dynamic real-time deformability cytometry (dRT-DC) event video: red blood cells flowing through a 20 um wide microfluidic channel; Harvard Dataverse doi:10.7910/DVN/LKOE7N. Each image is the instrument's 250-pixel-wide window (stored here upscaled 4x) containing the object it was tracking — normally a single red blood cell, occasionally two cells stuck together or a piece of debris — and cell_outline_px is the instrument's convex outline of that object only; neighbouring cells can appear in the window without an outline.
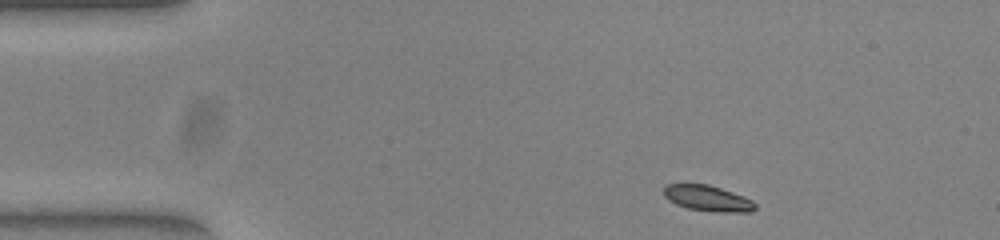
{"species": "common noctule bat (a hibernating species)", "species_latin": "Nyctalus noctula", "temperature_condition": "warm", "stored_images_in_passage": 45, "camera_frame_rate_fps": 3000, "um_per_image_px": 0.085, "animal": {"sex": "female", "body_mass_g": 23.0, "forearm_length_mm": 53.4}, "frame": {"image": 1, "passage_image": 1, "time_ms": 0.0, "image_size_px": [1000, 240], "cell_outline_px": [[756, 208], [752, 212], [724, 212], [688, 208], [676, 204], [668, 200], [664, 196], [664, 188], [668, 184], [708, 184], [744, 196], [752, 200], [756, 204]], "centroid_in_image_um": [60.17, 16.85], "position_along_channel_um": 24.8, "area_um2": 13.58}}
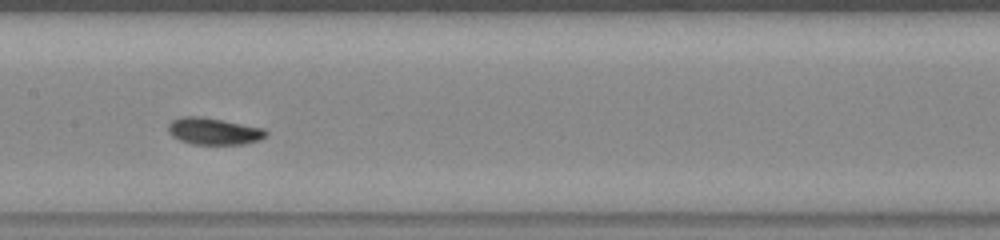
{"frame": {"image": 2, "passage_image": 19, "time_ms": 6.0, "image_size_px": [1000, 240], "cell_outline_px": [[268, 132], [260, 140], [244, 144], [192, 144], [180, 140], [172, 136], [168, 132], [168, 124], [172, 120], [184, 116], [200, 116], [264, 128]], "centroid_in_image_um": [18.15, 11.15], "position_along_channel_um": 189.2, "area_um2": 15.2}}
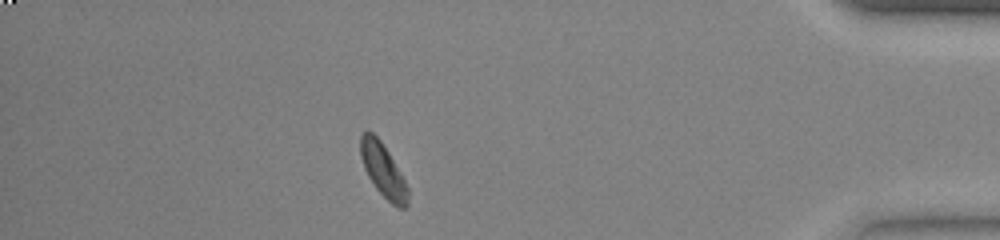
{"frame": {"image": 3, "passage_image": 39, "time_ms": 12.667, "image_size_px": [1000, 240], "cell_outline_px": [[408, 204], [404, 208], [396, 208], [376, 188], [368, 176], [364, 168], [360, 156], [360, 136], [368, 128], [380, 140], [388, 152], [404, 180], [408, 188]], "centroid_in_image_um": [32.54, 14.46], "position_along_channel_um": 402.7, "area_um2": 14.57}, "authors_computed_cell_mechanics": {"area_um2": 14.5656, "velocity_mm_per_s": 3.9063, "shape_relaxation_time_tau1_ms": 2.7741, "shape_relaxation_time_tau2_ms": null, "deformation_change_tau1": 0.1385, "deformation_change_tau2": null}}